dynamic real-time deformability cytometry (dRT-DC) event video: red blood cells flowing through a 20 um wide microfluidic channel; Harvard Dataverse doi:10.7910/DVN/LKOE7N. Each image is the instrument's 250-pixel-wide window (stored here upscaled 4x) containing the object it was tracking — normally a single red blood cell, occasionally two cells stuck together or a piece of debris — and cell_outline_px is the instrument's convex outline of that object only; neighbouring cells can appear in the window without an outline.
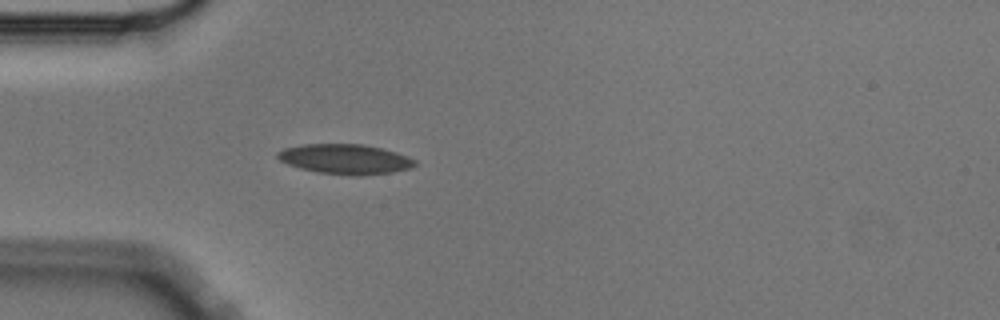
{"species": "Egyptian fruit bat (a non-hibernating species)", "species_latin": "Rousettus aegyptiacus", "temperature_condition": "cold", "stored_images_in_passage": 4, "camera_frame_rate_fps": 3000, "um_per_image_px": 0.085, "animal": {"sex": "male"}, "frame": {"image": 1, "passage_image": 4, "time_ms": 1.0, "image_size_px": [1000, 320], "cell_outline_px": [[416, 164], [412, 168], [392, 172], [360, 176], [352, 176], [316, 172], [300, 168], [288, 164], [280, 160], [276, 156], [276, 152], [284, 148], [304, 144], [364, 144], [396, 152], [408, 156], [416, 160]], "centroid_in_image_um": [29.35, 13.53], "position_along_channel_um": 55.7, "area_um2": 24.1}}